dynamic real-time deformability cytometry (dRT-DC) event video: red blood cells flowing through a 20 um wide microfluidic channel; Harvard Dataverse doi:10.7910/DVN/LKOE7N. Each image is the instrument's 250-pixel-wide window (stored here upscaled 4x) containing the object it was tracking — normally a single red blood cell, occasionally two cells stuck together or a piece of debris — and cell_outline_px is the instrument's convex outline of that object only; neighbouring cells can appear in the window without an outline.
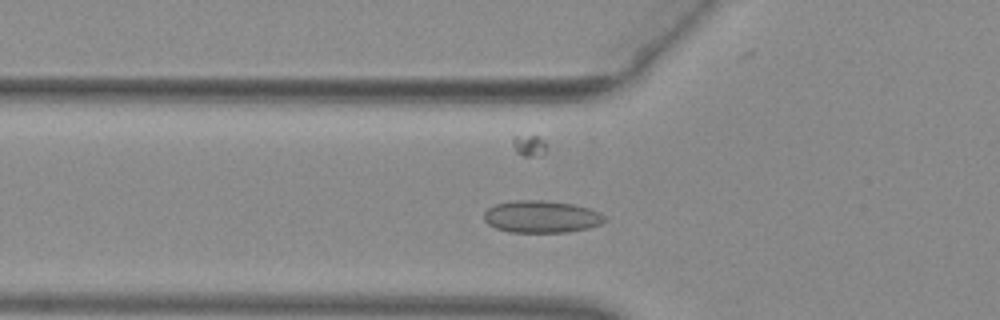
{"species": "common noctule bat (a hibernating species)", "species_latin": "Nyctalus noctula", "temperature_condition": "warm", "stored_images_in_passage": 43, "camera_frame_rate_fps": 3000, "um_per_image_px": 0.085, "animal": {"sex": "female", "body_mass_g": 29.2, "forearm_length_mm": 56.3}, "frame": {"image": 1, "passage_image": 8, "time_ms": 2.333, "image_size_px": [1000, 320], "cell_outline_px": [[608, 220], [600, 224], [588, 228], [568, 232], [512, 232], [496, 228], [488, 224], [484, 220], [484, 212], [488, 208], [496, 204], [512, 200], [548, 200], [572, 204], [588, 208], [600, 212]], "centroid_in_image_um": [46.03, 18.41], "position_along_channel_um": 79.8, "area_um2": 22.72}}
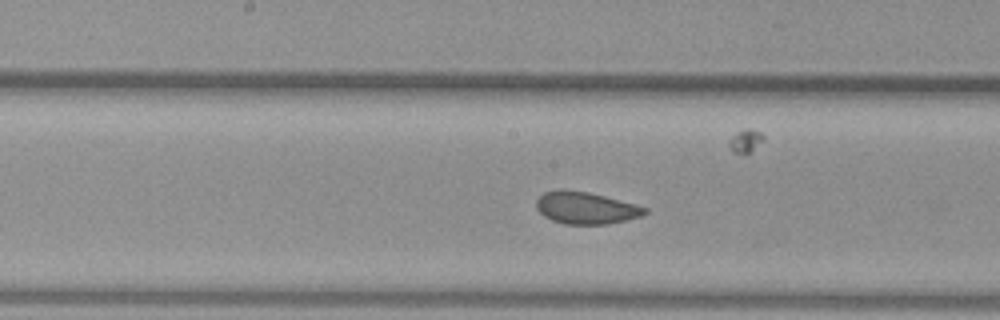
{"frame": {"image": 2, "passage_image": 17, "time_ms": 5.333, "image_size_px": [1000, 320], "cell_outline_px": [[648, 212], [640, 216], [608, 224], [564, 224], [552, 220], [544, 216], [536, 208], [536, 200], [544, 192], [560, 188], [564, 188], [588, 192], [636, 204], [648, 208]], "centroid_in_image_um": [49.77, 17.66], "position_along_channel_um": 198.4, "area_um2": 20.35}}
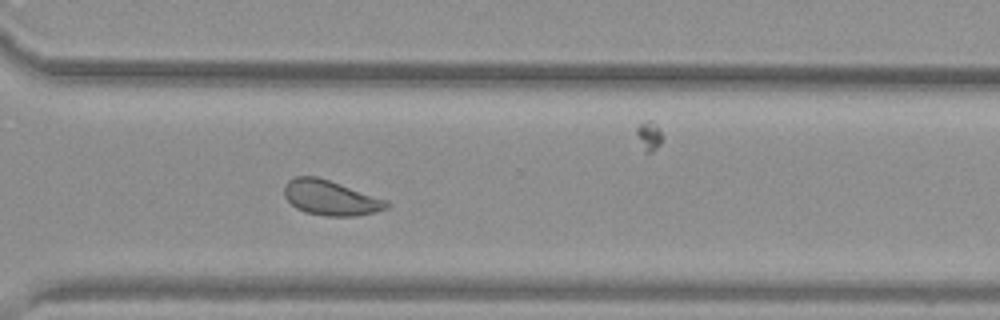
{"frame": {"image": 3, "passage_image": 28, "time_ms": 9.0, "image_size_px": [1000, 320], "cell_outline_px": [[388, 208], [376, 212], [356, 216], [324, 216], [304, 212], [296, 208], [284, 196], [284, 184], [288, 180], [296, 176], [316, 176], [388, 200]], "centroid_in_image_um": [28.08, 16.82], "position_along_channel_um": 342.5, "area_um2": 20.87}, "authors_computed_cell_mechanics": {"area_um2": 21.0392, "velocity_mm_per_s": 3.939, "shape_relaxation_time_tau1_ms": 9.2742, "shape_relaxation_time_tau2_ms": 0.5782, "deformation_change_tau1": 0.1213, "deformation_change_tau2": 0.0509}}